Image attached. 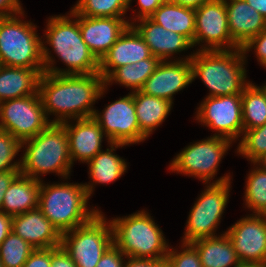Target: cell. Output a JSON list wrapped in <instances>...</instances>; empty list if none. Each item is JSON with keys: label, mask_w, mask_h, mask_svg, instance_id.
<instances>
[{"label": "cell", "mask_w": 266, "mask_h": 267, "mask_svg": "<svg viewBox=\"0 0 266 267\" xmlns=\"http://www.w3.org/2000/svg\"><path fill=\"white\" fill-rule=\"evenodd\" d=\"M23 267H51V248L35 249Z\"/></svg>", "instance_id": "39"}, {"label": "cell", "mask_w": 266, "mask_h": 267, "mask_svg": "<svg viewBox=\"0 0 266 267\" xmlns=\"http://www.w3.org/2000/svg\"><path fill=\"white\" fill-rule=\"evenodd\" d=\"M263 90H264V92L266 93V85H264V86H260Z\"/></svg>", "instance_id": "50"}, {"label": "cell", "mask_w": 266, "mask_h": 267, "mask_svg": "<svg viewBox=\"0 0 266 267\" xmlns=\"http://www.w3.org/2000/svg\"><path fill=\"white\" fill-rule=\"evenodd\" d=\"M240 262L266 264V214H250L225 232Z\"/></svg>", "instance_id": "15"}, {"label": "cell", "mask_w": 266, "mask_h": 267, "mask_svg": "<svg viewBox=\"0 0 266 267\" xmlns=\"http://www.w3.org/2000/svg\"><path fill=\"white\" fill-rule=\"evenodd\" d=\"M230 179V175H225L207 184L190 210L183 243L218 236L215 232L229 200Z\"/></svg>", "instance_id": "9"}, {"label": "cell", "mask_w": 266, "mask_h": 267, "mask_svg": "<svg viewBox=\"0 0 266 267\" xmlns=\"http://www.w3.org/2000/svg\"><path fill=\"white\" fill-rule=\"evenodd\" d=\"M243 53L246 55L250 49L255 50L256 58L264 68L266 67V27L257 36L251 38L244 46L241 47Z\"/></svg>", "instance_id": "37"}, {"label": "cell", "mask_w": 266, "mask_h": 267, "mask_svg": "<svg viewBox=\"0 0 266 267\" xmlns=\"http://www.w3.org/2000/svg\"><path fill=\"white\" fill-rule=\"evenodd\" d=\"M20 16L24 11L0 18V65L44 69L42 38L36 33V25L23 22Z\"/></svg>", "instance_id": "7"}, {"label": "cell", "mask_w": 266, "mask_h": 267, "mask_svg": "<svg viewBox=\"0 0 266 267\" xmlns=\"http://www.w3.org/2000/svg\"><path fill=\"white\" fill-rule=\"evenodd\" d=\"M132 94L140 132L148 138L169 115L173 103L140 90L133 91Z\"/></svg>", "instance_id": "27"}, {"label": "cell", "mask_w": 266, "mask_h": 267, "mask_svg": "<svg viewBox=\"0 0 266 267\" xmlns=\"http://www.w3.org/2000/svg\"><path fill=\"white\" fill-rule=\"evenodd\" d=\"M161 60L158 57L151 56L132 63L116 68L105 80V86L110 83H119L125 87L138 91L142 88L148 77L155 71Z\"/></svg>", "instance_id": "29"}, {"label": "cell", "mask_w": 266, "mask_h": 267, "mask_svg": "<svg viewBox=\"0 0 266 267\" xmlns=\"http://www.w3.org/2000/svg\"><path fill=\"white\" fill-rule=\"evenodd\" d=\"M41 181L19 174L4 194L2 212L10 216L38 207Z\"/></svg>", "instance_id": "25"}, {"label": "cell", "mask_w": 266, "mask_h": 267, "mask_svg": "<svg viewBox=\"0 0 266 267\" xmlns=\"http://www.w3.org/2000/svg\"><path fill=\"white\" fill-rule=\"evenodd\" d=\"M247 176L244 195L246 206L254 214H266V170L257 166Z\"/></svg>", "instance_id": "32"}, {"label": "cell", "mask_w": 266, "mask_h": 267, "mask_svg": "<svg viewBox=\"0 0 266 267\" xmlns=\"http://www.w3.org/2000/svg\"><path fill=\"white\" fill-rule=\"evenodd\" d=\"M130 0V3L131 4ZM166 0H138L140 10L136 14L137 19L150 17Z\"/></svg>", "instance_id": "41"}, {"label": "cell", "mask_w": 266, "mask_h": 267, "mask_svg": "<svg viewBox=\"0 0 266 267\" xmlns=\"http://www.w3.org/2000/svg\"><path fill=\"white\" fill-rule=\"evenodd\" d=\"M140 23L130 25L138 32L148 45L153 56L161 61L171 59L170 56L193 48L192 43L183 35L166 30L155 23L150 17L138 19ZM169 58V59H168Z\"/></svg>", "instance_id": "21"}, {"label": "cell", "mask_w": 266, "mask_h": 267, "mask_svg": "<svg viewBox=\"0 0 266 267\" xmlns=\"http://www.w3.org/2000/svg\"><path fill=\"white\" fill-rule=\"evenodd\" d=\"M68 15L52 16L47 22L46 41L42 42L44 72L59 75L98 73L99 60L82 38L79 29V15L73 14L72 11ZM44 43L49 44L68 69L54 66L55 60L50 54L52 51H48L50 49L46 45L44 46Z\"/></svg>", "instance_id": "2"}, {"label": "cell", "mask_w": 266, "mask_h": 267, "mask_svg": "<svg viewBox=\"0 0 266 267\" xmlns=\"http://www.w3.org/2000/svg\"><path fill=\"white\" fill-rule=\"evenodd\" d=\"M126 145L128 144L110 142V148H107L106 151L101 150L87 163L89 166V175L93 181V183L90 181L91 184H84L89 198L93 193L95 184L111 183L126 172L127 164L125 160L113 153L116 148Z\"/></svg>", "instance_id": "24"}, {"label": "cell", "mask_w": 266, "mask_h": 267, "mask_svg": "<svg viewBox=\"0 0 266 267\" xmlns=\"http://www.w3.org/2000/svg\"><path fill=\"white\" fill-rule=\"evenodd\" d=\"M197 109L196 120L217 131L216 136L232 142L243 136L241 94L206 96Z\"/></svg>", "instance_id": "12"}, {"label": "cell", "mask_w": 266, "mask_h": 267, "mask_svg": "<svg viewBox=\"0 0 266 267\" xmlns=\"http://www.w3.org/2000/svg\"><path fill=\"white\" fill-rule=\"evenodd\" d=\"M123 256L126 257L114 244H112L100 258L96 267H124L125 259Z\"/></svg>", "instance_id": "38"}, {"label": "cell", "mask_w": 266, "mask_h": 267, "mask_svg": "<svg viewBox=\"0 0 266 267\" xmlns=\"http://www.w3.org/2000/svg\"><path fill=\"white\" fill-rule=\"evenodd\" d=\"M102 113L95 111L93 118L103 130L108 144H136L146 140L140 132L132 92L107 105Z\"/></svg>", "instance_id": "13"}, {"label": "cell", "mask_w": 266, "mask_h": 267, "mask_svg": "<svg viewBox=\"0 0 266 267\" xmlns=\"http://www.w3.org/2000/svg\"><path fill=\"white\" fill-rule=\"evenodd\" d=\"M12 232L35 249L61 246L62 234L38 207L13 216Z\"/></svg>", "instance_id": "18"}, {"label": "cell", "mask_w": 266, "mask_h": 267, "mask_svg": "<svg viewBox=\"0 0 266 267\" xmlns=\"http://www.w3.org/2000/svg\"><path fill=\"white\" fill-rule=\"evenodd\" d=\"M76 124L69 121L61 123L66 131L72 164L75 160L88 163L102 149L105 136L101 126L93 118L76 119Z\"/></svg>", "instance_id": "20"}, {"label": "cell", "mask_w": 266, "mask_h": 267, "mask_svg": "<svg viewBox=\"0 0 266 267\" xmlns=\"http://www.w3.org/2000/svg\"><path fill=\"white\" fill-rule=\"evenodd\" d=\"M12 220V216L0 211V244L12 231Z\"/></svg>", "instance_id": "45"}, {"label": "cell", "mask_w": 266, "mask_h": 267, "mask_svg": "<svg viewBox=\"0 0 266 267\" xmlns=\"http://www.w3.org/2000/svg\"><path fill=\"white\" fill-rule=\"evenodd\" d=\"M44 69L0 65V103L38 93Z\"/></svg>", "instance_id": "23"}, {"label": "cell", "mask_w": 266, "mask_h": 267, "mask_svg": "<svg viewBox=\"0 0 266 267\" xmlns=\"http://www.w3.org/2000/svg\"><path fill=\"white\" fill-rule=\"evenodd\" d=\"M182 252L168 249L165 259L167 267H202L197 250L190 243H182Z\"/></svg>", "instance_id": "36"}, {"label": "cell", "mask_w": 266, "mask_h": 267, "mask_svg": "<svg viewBox=\"0 0 266 267\" xmlns=\"http://www.w3.org/2000/svg\"><path fill=\"white\" fill-rule=\"evenodd\" d=\"M42 182L38 208L61 234L87 223L99 212L87 208L89 196L84 184Z\"/></svg>", "instance_id": "5"}, {"label": "cell", "mask_w": 266, "mask_h": 267, "mask_svg": "<svg viewBox=\"0 0 266 267\" xmlns=\"http://www.w3.org/2000/svg\"><path fill=\"white\" fill-rule=\"evenodd\" d=\"M236 267H266V264L240 262Z\"/></svg>", "instance_id": "49"}, {"label": "cell", "mask_w": 266, "mask_h": 267, "mask_svg": "<svg viewBox=\"0 0 266 267\" xmlns=\"http://www.w3.org/2000/svg\"><path fill=\"white\" fill-rule=\"evenodd\" d=\"M51 267H77L62 246L51 248Z\"/></svg>", "instance_id": "40"}, {"label": "cell", "mask_w": 266, "mask_h": 267, "mask_svg": "<svg viewBox=\"0 0 266 267\" xmlns=\"http://www.w3.org/2000/svg\"><path fill=\"white\" fill-rule=\"evenodd\" d=\"M130 0H78L73 14L88 17L123 18L130 9Z\"/></svg>", "instance_id": "31"}, {"label": "cell", "mask_w": 266, "mask_h": 267, "mask_svg": "<svg viewBox=\"0 0 266 267\" xmlns=\"http://www.w3.org/2000/svg\"><path fill=\"white\" fill-rule=\"evenodd\" d=\"M246 58L240 47L233 50H197L190 59L193 81L200 77L211 91L210 97L242 94L250 83L246 81Z\"/></svg>", "instance_id": "3"}, {"label": "cell", "mask_w": 266, "mask_h": 267, "mask_svg": "<svg viewBox=\"0 0 266 267\" xmlns=\"http://www.w3.org/2000/svg\"><path fill=\"white\" fill-rule=\"evenodd\" d=\"M127 261L124 262V267H165V260L156 259H136L126 257Z\"/></svg>", "instance_id": "43"}, {"label": "cell", "mask_w": 266, "mask_h": 267, "mask_svg": "<svg viewBox=\"0 0 266 267\" xmlns=\"http://www.w3.org/2000/svg\"><path fill=\"white\" fill-rule=\"evenodd\" d=\"M195 34L193 47L198 50H233L239 46L231 39L225 0H210L195 10Z\"/></svg>", "instance_id": "14"}, {"label": "cell", "mask_w": 266, "mask_h": 267, "mask_svg": "<svg viewBox=\"0 0 266 267\" xmlns=\"http://www.w3.org/2000/svg\"><path fill=\"white\" fill-rule=\"evenodd\" d=\"M20 174V171H6L0 172V211H2V204L4 194L9 188L12 181Z\"/></svg>", "instance_id": "44"}, {"label": "cell", "mask_w": 266, "mask_h": 267, "mask_svg": "<svg viewBox=\"0 0 266 267\" xmlns=\"http://www.w3.org/2000/svg\"><path fill=\"white\" fill-rule=\"evenodd\" d=\"M210 0H172L173 3L181 5L183 7L198 9L204 3L209 2Z\"/></svg>", "instance_id": "46"}, {"label": "cell", "mask_w": 266, "mask_h": 267, "mask_svg": "<svg viewBox=\"0 0 266 267\" xmlns=\"http://www.w3.org/2000/svg\"><path fill=\"white\" fill-rule=\"evenodd\" d=\"M20 174L41 181L39 175L56 173L64 179L70 176L73 166L69 151L67 131L62 124L51 123L36 136L21 142ZM39 174V175H38Z\"/></svg>", "instance_id": "4"}, {"label": "cell", "mask_w": 266, "mask_h": 267, "mask_svg": "<svg viewBox=\"0 0 266 267\" xmlns=\"http://www.w3.org/2000/svg\"><path fill=\"white\" fill-rule=\"evenodd\" d=\"M51 123L39 92L0 103V130L9 132L20 142L36 136Z\"/></svg>", "instance_id": "11"}, {"label": "cell", "mask_w": 266, "mask_h": 267, "mask_svg": "<svg viewBox=\"0 0 266 267\" xmlns=\"http://www.w3.org/2000/svg\"><path fill=\"white\" fill-rule=\"evenodd\" d=\"M190 244L197 250L202 267H236L240 263L225 232L219 236L195 240Z\"/></svg>", "instance_id": "26"}, {"label": "cell", "mask_w": 266, "mask_h": 267, "mask_svg": "<svg viewBox=\"0 0 266 267\" xmlns=\"http://www.w3.org/2000/svg\"><path fill=\"white\" fill-rule=\"evenodd\" d=\"M129 25V20L123 18L79 15V29L82 38L99 61Z\"/></svg>", "instance_id": "17"}, {"label": "cell", "mask_w": 266, "mask_h": 267, "mask_svg": "<svg viewBox=\"0 0 266 267\" xmlns=\"http://www.w3.org/2000/svg\"><path fill=\"white\" fill-rule=\"evenodd\" d=\"M113 244L126 256L136 259L165 260L169 245L162 230L148 212L110 220Z\"/></svg>", "instance_id": "6"}, {"label": "cell", "mask_w": 266, "mask_h": 267, "mask_svg": "<svg viewBox=\"0 0 266 267\" xmlns=\"http://www.w3.org/2000/svg\"><path fill=\"white\" fill-rule=\"evenodd\" d=\"M232 141L216 136L185 147L170 163L172 172L197 177L205 184L217 174L218 166Z\"/></svg>", "instance_id": "10"}, {"label": "cell", "mask_w": 266, "mask_h": 267, "mask_svg": "<svg viewBox=\"0 0 266 267\" xmlns=\"http://www.w3.org/2000/svg\"><path fill=\"white\" fill-rule=\"evenodd\" d=\"M150 18L166 30L185 36L193 45L195 10L165 1Z\"/></svg>", "instance_id": "28"}, {"label": "cell", "mask_w": 266, "mask_h": 267, "mask_svg": "<svg viewBox=\"0 0 266 267\" xmlns=\"http://www.w3.org/2000/svg\"><path fill=\"white\" fill-rule=\"evenodd\" d=\"M243 128L249 130L266 123V93L251 82L241 94Z\"/></svg>", "instance_id": "30"}, {"label": "cell", "mask_w": 266, "mask_h": 267, "mask_svg": "<svg viewBox=\"0 0 266 267\" xmlns=\"http://www.w3.org/2000/svg\"><path fill=\"white\" fill-rule=\"evenodd\" d=\"M192 56L193 54L185 59L161 61L140 91L173 103V95L193 81Z\"/></svg>", "instance_id": "16"}, {"label": "cell", "mask_w": 266, "mask_h": 267, "mask_svg": "<svg viewBox=\"0 0 266 267\" xmlns=\"http://www.w3.org/2000/svg\"><path fill=\"white\" fill-rule=\"evenodd\" d=\"M231 39L241 48L266 27V19L245 0H225Z\"/></svg>", "instance_id": "22"}, {"label": "cell", "mask_w": 266, "mask_h": 267, "mask_svg": "<svg viewBox=\"0 0 266 267\" xmlns=\"http://www.w3.org/2000/svg\"><path fill=\"white\" fill-rule=\"evenodd\" d=\"M34 250L28 242L11 231L0 244L1 263L3 267H23Z\"/></svg>", "instance_id": "33"}, {"label": "cell", "mask_w": 266, "mask_h": 267, "mask_svg": "<svg viewBox=\"0 0 266 267\" xmlns=\"http://www.w3.org/2000/svg\"><path fill=\"white\" fill-rule=\"evenodd\" d=\"M151 56L148 45L138 32L129 25L99 61V73L105 80L116 68L137 63Z\"/></svg>", "instance_id": "19"}, {"label": "cell", "mask_w": 266, "mask_h": 267, "mask_svg": "<svg viewBox=\"0 0 266 267\" xmlns=\"http://www.w3.org/2000/svg\"><path fill=\"white\" fill-rule=\"evenodd\" d=\"M108 86L98 73L59 75L44 72L39 81V95L47 118L53 113L52 123L61 124L69 119L93 117V107Z\"/></svg>", "instance_id": "1"}, {"label": "cell", "mask_w": 266, "mask_h": 267, "mask_svg": "<svg viewBox=\"0 0 266 267\" xmlns=\"http://www.w3.org/2000/svg\"><path fill=\"white\" fill-rule=\"evenodd\" d=\"M22 149L21 142L7 131L0 130V172L20 171L21 161H13Z\"/></svg>", "instance_id": "35"}, {"label": "cell", "mask_w": 266, "mask_h": 267, "mask_svg": "<svg viewBox=\"0 0 266 267\" xmlns=\"http://www.w3.org/2000/svg\"><path fill=\"white\" fill-rule=\"evenodd\" d=\"M243 135L237 152L254 163L266 153V123L256 128L243 130Z\"/></svg>", "instance_id": "34"}, {"label": "cell", "mask_w": 266, "mask_h": 267, "mask_svg": "<svg viewBox=\"0 0 266 267\" xmlns=\"http://www.w3.org/2000/svg\"><path fill=\"white\" fill-rule=\"evenodd\" d=\"M248 5L255 9L266 19V0H245Z\"/></svg>", "instance_id": "47"}, {"label": "cell", "mask_w": 266, "mask_h": 267, "mask_svg": "<svg viewBox=\"0 0 266 267\" xmlns=\"http://www.w3.org/2000/svg\"><path fill=\"white\" fill-rule=\"evenodd\" d=\"M22 11L19 0H0V18L9 17Z\"/></svg>", "instance_id": "42"}, {"label": "cell", "mask_w": 266, "mask_h": 267, "mask_svg": "<svg viewBox=\"0 0 266 267\" xmlns=\"http://www.w3.org/2000/svg\"><path fill=\"white\" fill-rule=\"evenodd\" d=\"M106 220L99 211L87 223L62 234L61 246L77 267H96L113 244L112 225Z\"/></svg>", "instance_id": "8"}, {"label": "cell", "mask_w": 266, "mask_h": 267, "mask_svg": "<svg viewBox=\"0 0 266 267\" xmlns=\"http://www.w3.org/2000/svg\"><path fill=\"white\" fill-rule=\"evenodd\" d=\"M253 164H258L257 166H259L263 170H266V153L259 157Z\"/></svg>", "instance_id": "48"}]
</instances>
